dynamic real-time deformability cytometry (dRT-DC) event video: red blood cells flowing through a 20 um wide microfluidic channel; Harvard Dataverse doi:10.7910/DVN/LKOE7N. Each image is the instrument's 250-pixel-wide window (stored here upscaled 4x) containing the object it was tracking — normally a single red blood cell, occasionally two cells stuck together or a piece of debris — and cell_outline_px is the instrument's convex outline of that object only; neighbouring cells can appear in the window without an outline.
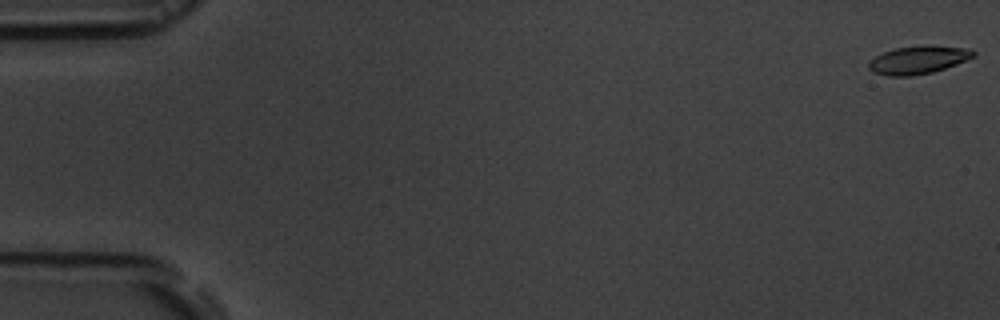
{"species": "common noctule bat (a hibernating species)", "species_latin": "Nyctalus noctula", "temperature_condition": "room temperature", "stored_images_in_passage": 4, "camera_frame_rate_fps": 3000, "um_per_image_px": 0.085, "animal": {"sex": "male", "body_mass_g": 19.5, "forearm_length_mm": 54.6}, "frame": {"image": 1, "passage_image": 1, "time_ms": 0.0, "image_size_px": [1000, 320], "cell_outline_px": [[976, 56], [956, 64], [932, 72], [912, 76], [888, 76], [872, 72], [868, 68], [868, 60], [884, 52], [896, 48], [924, 44], [968, 48], [976, 52]], "centroid_in_image_um": [78.04, 5.08], "position_along_channel_um": 7.0, "area_um2": 17.28}}